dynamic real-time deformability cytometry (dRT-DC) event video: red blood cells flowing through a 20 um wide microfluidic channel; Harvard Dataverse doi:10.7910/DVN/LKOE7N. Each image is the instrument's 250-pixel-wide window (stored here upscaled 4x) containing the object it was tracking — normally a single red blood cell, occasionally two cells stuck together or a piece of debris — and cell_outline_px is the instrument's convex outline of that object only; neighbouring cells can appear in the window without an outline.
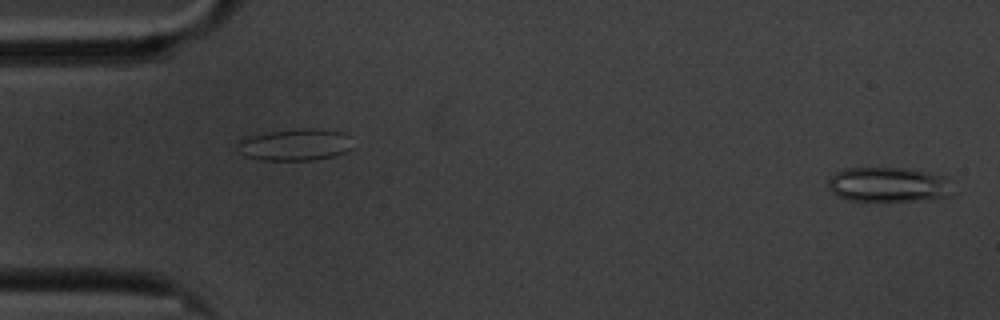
{"species": "common noctule bat (a hibernating species)", "species_latin": "Nyctalus noctula", "temperature_condition": "cold", "stored_images_in_passage": 14, "camera_frame_rate_fps": 3000, "um_per_image_px": 0.085, "animal": {"sex": "male", "body_mass_g": 20.1, "forearm_length_mm": 53.5}, "frame": {"image": 1, "passage_image": 1, "time_ms": 0.0, "image_size_px": [1000, 320], "cell_outline_px": [[948, 196], [932, 200], [848, 200], [836, 196], [828, 188], [828, 180], [836, 172], [844, 168], [904, 168], [944, 176], [948, 180]], "centroid_in_image_um": [75.44, 15.69], "position_along_channel_um": 9.6, "area_um2": 24.85}}